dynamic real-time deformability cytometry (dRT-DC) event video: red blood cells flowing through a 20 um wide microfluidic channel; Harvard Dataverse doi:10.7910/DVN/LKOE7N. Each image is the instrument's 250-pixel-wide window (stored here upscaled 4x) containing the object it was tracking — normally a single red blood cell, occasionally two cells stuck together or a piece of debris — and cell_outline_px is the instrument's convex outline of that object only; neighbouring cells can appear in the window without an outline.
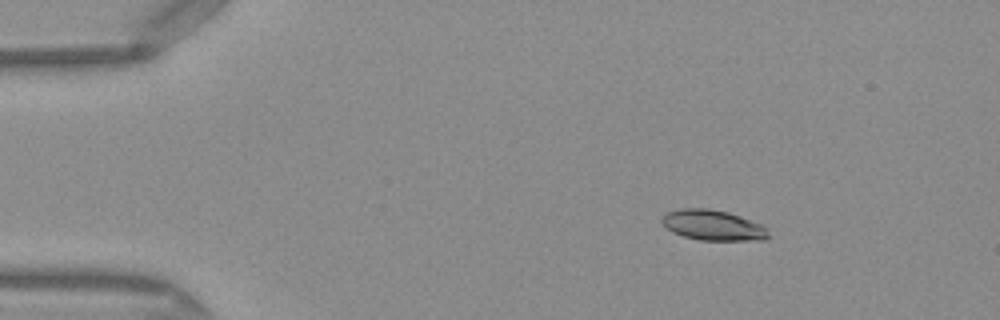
{"species": "Egyptian fruit bat (a non-hibernating species)", "species_latin": "Rousettus aegyptiacus", "temperature_condition": "warm", "stored_images_in_passage": 43, "camera_frame_rate_fps": 3000, "um_per_image_px": 0.085, "frame": {"image": 1, "passage_image": 1, "time_ms": 0.0, "image_size_px": [1000, 320], "cell_outline_px": [[772, 236], [764, 240], [700, 240], [684, 236], [672, 232], [660, 220], [668, 212], [680, 208], [708, 208], [728, 212], [764, 224], [768, 228]], "centroid_in_image_um": [60.69, 19.14], "position_along_channel_um": 24.3, "area_um2": 19.07}}
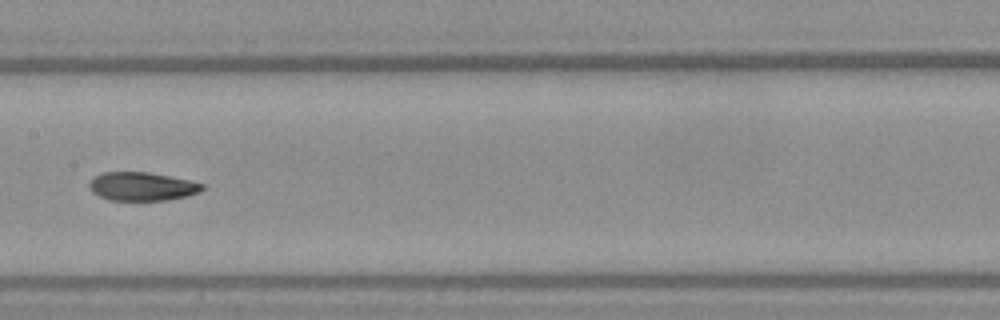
{"frame": {"image": 2, "passage_image": 19, "time_ms": 6.0, "image_size_px": [1000, 320], "cell_outline_px": [[204, 188], [200, 192], [188, 196], [164, 200], [108, 200], [92, 192], [88, 188], [88, 184], [96, 176], [104, 172], [148, 172], [188, 180], [204, 184]], "centroid_in_image_um": [12.07, 15.85], "position_along_channel_um": 195.3, "area_um2": 18.67}}
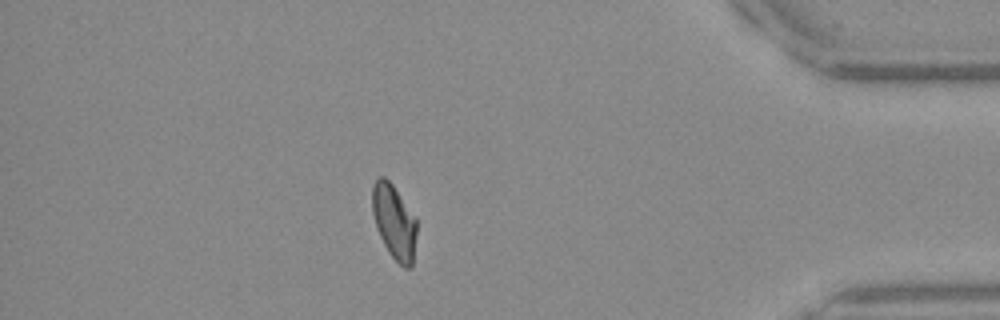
{"frame": {"image": 3, "passage_image": 37, "time_ms": 12.0, "image_size_px": [1000, 320], "cell_outline_px": [[416, 236], [412, 268], [404, 268], [388, 252], [376, 228], [372, 212], [372, 184], [380, 176], [384, 176], [392, 184], [416, 216]], "centroid_in_image_um": [33.5, 18.85], "position_along_channel_um": 401.7, "area_um2": 19.42}, "authors_computed_cell_mechanics": {"area_um2": 19.4208, "velocity_mm_per_s": 4.0967, "shape_relaxation_time_tau1_ms": 7.6949, "shape_relaxation_time_tau2_ms": 2.2251, "deformation_change_tau1": 0.184, "deformation_change_tau2": 0.0694}}